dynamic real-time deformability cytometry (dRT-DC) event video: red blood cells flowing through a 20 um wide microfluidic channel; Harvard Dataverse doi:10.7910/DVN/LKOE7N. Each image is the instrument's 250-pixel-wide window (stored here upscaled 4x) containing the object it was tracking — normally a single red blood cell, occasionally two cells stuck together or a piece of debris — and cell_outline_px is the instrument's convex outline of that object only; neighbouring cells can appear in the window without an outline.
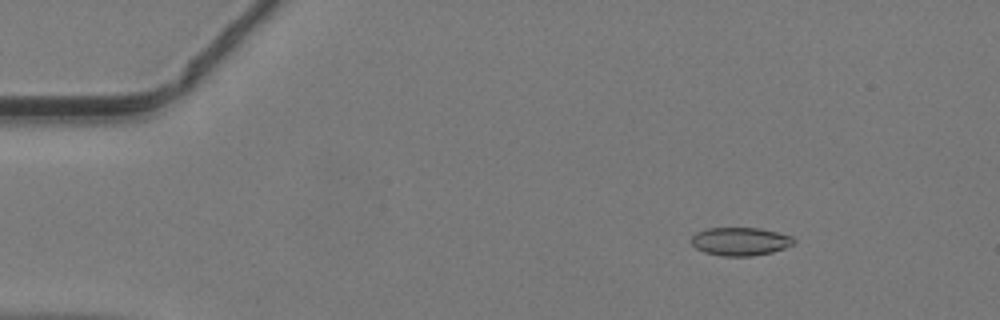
{"species": "common noctule bat (a hibernating species)", "species_latin": "Nyctalus noctula", "temperature_condition": "warm", "stored_images_in_passage": 44, "camera_frame_rate_fps": 3000, "um_per_image_px": 0.085, "animal": {"sex": "male", "body_mass_g": 19.2, "forearm_length_mm": 51.8}, "frame": {"image": 1, "passage_image": 3, "time_ms": 0.667, "image_size_px": [1000, 320], "cell_outline_px": [[796, 240], [792, 244], [784, 248], [772, 252], [752, 256], [720, 256], [704, 252], [696, 248], [688, 240], [696, 232], [708, 228], [760, 228], [792, 236]], "centroid_in_image_um": [62.88, 20.52], "position_along_channel_um": 22.1, "area_um2": 16.94}}
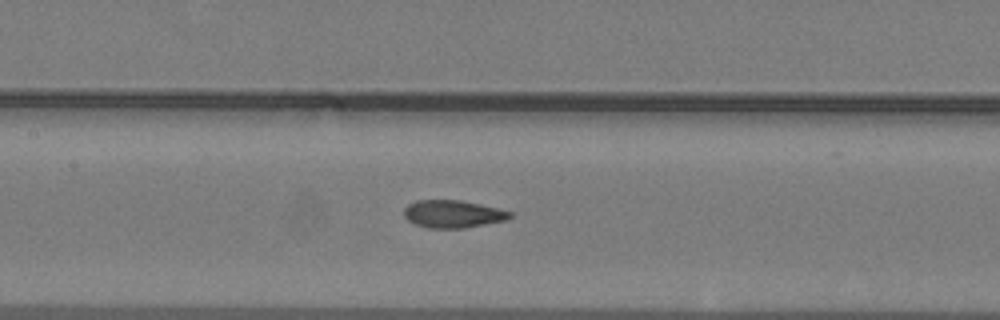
{"frame": {"image": 2, "passage_image": 19, "time_ms": 6.0, "image_size_px": [1000, 320], "cell_outline_px": [[512, 216], [504, 220], [464, 228], [428, 228], [416, 224], [408, 220], [404, 216], [404, 208], [408, 204], [416, 200], [460, 200], [480, 204], [512, 212]], "centroid_in_image_um": [38.46, 18.18], "position_along_channel_um": 168.9, "area_um2": 16.88}}
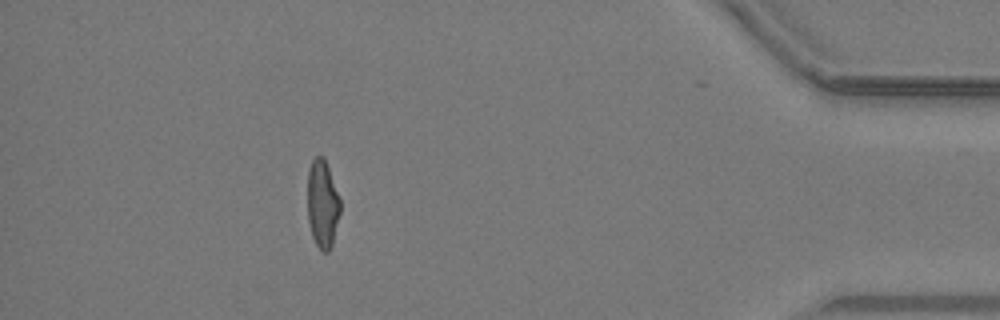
{"frame": {"image": 3, "passage_image": 39, "time_ms": 12.667, "image_size_px": [1000, 320], "cell_outline_px": [[340, 212], [332, 244], [328, 252], [324, 252], [316, 244], [312, 236], [308, 220], [308, 168], [312, 160], [316, 156], [324, 156], [340, 200]], "centroid_in_image_um": [27.4, 17.32], "position_along_channel_um": 407.8, "area_um2": 16.59}}